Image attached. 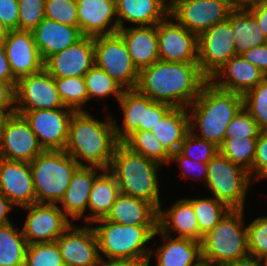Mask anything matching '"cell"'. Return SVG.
I'll return each mask as SVG.
<instances>
[{
  "label": "cell",
  "mask_w": 267,
  "mask_h": 266,
  "mask_svg": "<svg viewBox=\"0 0 267 266\" xmlns=\"http://www.w3.org/2000/svg\"><path fill=\"white\" fill-rule=\"evenodd\" d=\"M209 79L197 62L156 61L139 71L136 90L152 101L187 108Z\"/></svg>",
  "instance_id": "cell-1"
},
{
  "label": "cell",
  "mask_w": 267,
  "mask_h": 266,
  "mask_svg": "<svg viewBox=\"0 0 267 266\" xmlns=\"http://www.w3.org/2000/svg\"><path fill=\"white\" fill-rule=\"evenodd\" d=\"M106 116L105 121H100L88 111L73 113L64 151L80 166L109 169L114 150L120 142L116 138L113 116Z\"/></svg>",
  "instance_id": "cell-2"
},
{
  "label": "cell",
  "mask_w": 267,
  "mask_h": 266,
  "mask_svg": "<svg viewBox=\"0 0 267 266\" xmlns=\"http://www.w3.org/2000/svg\"><path fill=\"white\" fill-rule=\"evenodd\" d=\"M242 107V94L221 90L208 81L187 107L189 129L197 137L220 147L228 124Z\"/></svg>",
  "instance_id": "cell-3"
},
{
  "label": "cell",
  "mask_w": 267,
  "mask_h": 266,
  "mask_svg": "<svg viewBox=\"0 0 267 266\" xmlns=\"http://www.w3.org/2000/svg\"><path fill=\"white\" fill-rule=\"evenodd\" d=\"M161 168L158 162L130 151L120 142L108 170L114 175L120 193L145 200L159 210L163 207L158 178Z\"/></svg>",
  "instance_id": "cell-4"
},
{
  "label": "cell",
  "mask_w": 267,
  "mask_h": 266,
  "mask_svg": "<svg viewBox=\"0 0 267 266\" xmlns=\"http://www.w3.org/2000/svg\"><path fill=\"white\" fill-rule=\"evenodd\" d=\"M244 212V209H230L220 222L202 237V260L211 266H225L249 254Z\"/></svg>",
  "instance_id": "cell-5"
},
{
  "label": "cell",
  "mask_w": 267,
  "mask_h": 266,
  "mask_svg": "<svg viewBox=\"0 0 267 266\" xmlns=\"http://www.w3.org/2000/svg\"><path fill=\"white\" fill-rule=\"evenodd\" d=\"M80 165L64 150H44L31 162L35 203L58 204Z\"/></svg>",
  "instance_id": "cell-6"
},
{
  "label": "cell",
  "mask_w": 267,
  "mask_h": 266,
  "mask_svg": "<svg viewBox=\"0 0 267 266\" xmlns=\"http://www.w3.org/2000/svg\"><path fill=\"white\" fill-rule=\"evenodd\" d=\"M92 224H98L93 228L98 240L101 261L149 257L150 248H147V243L155 238L153 234L158 229V226L117 224L105 218L98 219Z\"/></svg>",
  "instance_id": "cell-7"
},
{
  "label": "cell",
  "mask_w": 267,
  "mask_h": 266,
  "mask_svg": "<svg viewBox=\"0 0 267 266\" xmlns=\"http://www.w3.org/2000/svg\"><path fill=\"white\" fill-rule=\"evenodd\" d=\"M252 179L242 166L232 163L218 152L207 163L206 186L212 197L230 209H245L246 196Z\"/></svg>",
  "instance_id": "cell-8"
},
{
  "label": "cell",
  "mask_w": 267,
  "mask_h": 266,
  "mask_svg": "<svg viewBox=\"0 0 267 266\" xmlns=\"http://www.w3.org/2000/svg\"><path fill=\"white\" fill-rule=\"evenodd\" d=\"M95 65L104 70L124 90H133L139 71L134 66L127 46L118 34L94 37Z\"/></svg>",
  "instance_id": "cell-9"
},
{
  "label": "cell",
  "mask_w": 267,
  "mask_h": 266,
  "mask_svg": "<svg viewBox=\"0 0 267 266\" xmlns=\"http://www.w3.org/2000/svg\"><path fill=\"white\" fill-rule=\"evenodd\" d=\"M234 9L228 0H175L170 5L169 15L198 36L227 20Z\"/></svg>",
  "instance_id": "cell-10"
},
{
  "label": "cell",
  "mask_w": 267,
  "mask_h": 266,
  "mask_svg": "<svg viewBox=\"0 0 267 266\" xmlns=\"http://www.w3.org/2000/svg\"><path fill=\"white\" fill-rule=\"evenodd\" d=\"M67 108L56 88L55 78L44 68L17 80L15 87V113L41 109Z\"/></svg>",
  "instance_id": "cell-11"
},
{
  "label": "cell",
  "mask_w": 267,
  "mask_h": 266,
  "mask_svg": "<svg viewBox=\"0 0 267 266\" xmlns=\"http://www.w3.org/2000/svg\"><path fill=\"white\" fill-rule=\"evenodd\" d=\"M198 65L201 72L210 79L231 57L236 56L231 31L230 15L197 36Z\"/></svg>",
  "instance_id": "cell-12"
},
{
  "label": "cell",
  "mask_w": 267,
  "mask_h": 266,
  "mask_svg": "<svg viewBox=\"0 0 267 266\" xmlns=\"http://www.w3.org/2000/svg\"><path fill=\"white\" fill-rule=\"evenodd\" d=\"M21 208L28 211L21 228L28 244L54 242L73 223L58 204L34 203Z\"/></svg>",
  "instance_id": "cell-13"
},
{
  "label": "cell",
  "mask_w": 267,
  "mask_h": 266,
  "mask_svg": "<svg viewBox=\"0 0 267 266\" xmlns=\"http://www.w3.org/2000/svg\"><path fill=\"white\" fill-rule=\"evenodd\" d=\"M74 112L70 108H57L24 111L21 115L29 123L44 150H64Z\"/></svg>",
  "instance_id": "cell-14"
},
{
  "label": "cell",
  "mask_w": 267,
  "mask_h": 266,
  "mask_svg": "<svg viewBox=\"0 0 267 266\" xmlns=\"http://www.w3.org/2000/svg\"><path fill=\"white\" fill-rule=\"evenodd\" d=\"M159 59L164 62H197V35L180 25L171 15L157 24Z\"/></svg>",
  "instance_id": "cell-15"
},
{
  "label": "cell",
  "mask_w": 267,
  "mask_h": 266,
  "mask_svg": "<svg viewBox=\"0 0 267 266\" xmlns=\"http://www.w3.org/2000/svg\"><path fill=\"white\" fill-rule=\"evenodd\" d=\"M44 149L22 115L7 117L2 129L0 158L30 163Z\"/></svg>",
  "instance_id": "cell-16"
},
{
  "label": "cell",
  "mask_w": 267,
  "mask_h": 266,
  "mask_svg": "<svg viewBox=\"0 0 267 266\" xmlns=\"http://www.w3.org/2000/svg\"><path fill=\"white\" fill-rule=\"evenodd\" d=\"M65 266H100L98 240L91 224L74 223L56 240Z\"/></svg>",
  "instance_id": "cell-17"
},
{
  "label": "cell",
  "mask_w": 267,
  "mask_h": 266,
  "mask_svg": "<svg viewBox=\"0 0 267 266\" xmlns=\"http://www.w3.org/2000/svg\"><path fill=\"white\" fill-rule=\"evenodd\" d=\"M94 65V37L89 36H83L44 61V69L54 78L84 77Z\"/></svg>",
  "instance_id": "cell-18"
},
{
  "label": "cell",
  "mask_w": 267,
  "mask_h": 266,
  "mask_svg": "<svg viewBox=\"0 0 267 266\" xmlns=\"http://www.w3.org/2000/svg\"><path fill=\"white\" fill-rule=\"evenodd\" d=\"M3 44L11 71L17 80L44 68L32 31L9 30Z\"/></svg>",
  "instance_id": "cell-19"
},
{
  "label": "cell",
  "mask_w": 267,
  "mask_h": 266,
  "mask_svg": "<svg viewBox=\"0 0 267 266\" xmlns=\"http://www.w3.org/2000/svg\"><path fill=\"white\" fill-rule=\"evenodd\" d=\"M0 192L16 207L34 204L30 163L0 158Z\"/></svg>",
  "instance_id": "cell-20"
},
{
  "label": "cell",
  "mask_w": 267,
  "mask_h": 266,
  "mask_svg": "<svg viewBox=\"0 0 267 266\" xmlns=\"http://www.w3.org/2000/svg\"><path fill=\"white\" fill-rule=\"evenodd\" d=\"M79 29L83 36L115 34L118 20L115 0H77Z\"/></svg>",
  "instance_id": "cell-21"
},
{
  "label": "cell",
  "mask_w": 267,
  "mask_h": 266,
  "mask_svg": "<svg viewBox=\"0 0 267 266\" xmlns=\"http://www.w3.org/2000/svg\"><path fill=\"white\" fill-rule=\"evenodd\" d=\"M266 75L241 55L231 57L210 79L217 88L244 95Z\"/></svg>",
  "instance_id": "cell-22"
},
{
  "label": "cell",
  "mask_w": 267,
  "mask_h": 266,
  "mask_svg": "<svg viewBox=\"0 0 267 266\" xmlns=\"http://www.w3.org/2000/svg\"><path fill=\"white\" fill-rule=\"evenodd\" d=\"M95 166H79L71 177L70 184L59 202L60 209L69 219L80 220L86 224L87 204L95 177L102 171ZM99 171V172H98Z\"/></svg>",
  "instance_id": "cell-23"
},
{
  "label": "cell",
  "mask_w": 267,
  "mask_h": 266,
  "mask_svg": "<svg viewBox=\"0 0 267 266\" xmlns=\"http://www.w3.org/2000/svg\"><path fill=\"white\" fill-rule=\"evenodd\" d=\"M156 235H160L163 244L157 249H150L149 259L155 253V266H196L202 261L201 242L189 238H174L159 229L153 234L154 237Z\"/></svg>",
  "instance_id": "cell-24"
},
{
  "label": "cell",
  "mask_w": 267,
  "mask_h": 266,
  "mask_svg": "<svg viewBox=\"0 0 267 266\" xmlns=\"http://www.w3.org/2000/svg\"><path fill=\"white\" fill-rule=\"evenodd\" d=\"M132 62L138 71L149 67L159 59L157 25L130 26L118 29Z\"/></svg>",
  "instance_id": "cell-25"
},
{
  "label": "cell",
  "mask_w": 267,
  "mask_h": 266,
  "mask_svg": "<svg viewBox=\"0 0 267 266\" xmlns=\"http://www.w3.org/2000/svg\"><path fill=\"white\" fill-rule=\"evenodd\" d=\"M32 32L43 61L83 37L79 26L65 25L48 18H44Z\"/></svg>",
  "instance_id": "cell-26"
},
{
  "label": "cell",
  "mask_w": 267,
  "mask_h": 266,
  "mask_svg": "<svg viewBox=\"0 0 267 266\" xmlns=\"http://www.w3.org/2000/svg\"><path fill=\"white\" fill-rule=\"evenodd\" d=\"M115 1L119 29L125 28L126 22L134 26L157 25L169 15L170 5L165 0Z\"/></svg>",
  "instance_id": "cell-27"
},
{
  "label": "cell",
  "mask_w": 267,
  "mask_h": 266,
  "mask_svg": "<svg viewBox=\"0 0 267 266\" xmlns=\"http://www.w3.org/2000/svg\"><path fill=\"white\" fill-rule=\"evenodd\" d=\"M158 229L171 237L198 241V220L191 203L181 198L170 208L158 210ZM173 234V235H172Z\"/></svg>",
  "instance_id": "cell-28"
},
{
  "label": "cell",
  "mask_w": 267,
  "mask_h": 266,
  "mask_svg": "<svg viewBox=\"0 0 267 266\" xmlns=\"http://www.w3.org/2000/svg\"><path fill=\"white\" fill-rule=\"evenodd\" d=\"M105 219L128 226H158V210L145 200L120 193Z\"/></svg>",
  "instance_id": "cell-29"
},
{
  "label": "cell",
  "mask_w": 267,
  "mask_h": 266,
  "mask_svg": "<svg viewBox=\"0 0 267 266\" xmlns=\"http://www.w3.org/2000/svg\"><path fill=\"white\" fill-rule=\"evenodd\" d=\"M120 194V189L114 175L103 169L94 179L89 195L86 214V224L105 218Z\"/></svg>",
  "instance_id": "cell-30"
},
{
  "label": "cell",
  "mask_w": 267,
  "mask_h": 266,
  "mask_svg": "<svg viewBox=\"0 0 267 266\" xmlns=\"http://www.w3.org/2000/svg\"><path fill=\"white\" fill-rule=\"evenodd\" d=\"M189 130L188 109L173 107L150 131L161 142L164 151L172 157Z\"/></svg>",
  "instance_id": "cell-31"
},
{
  "label": "cell",
  "mask_w": 267,
  "mask_h": 266,
  "mask_svg": "<svg viewBox=\"0 0 267 266\" xmlns=\"http://www.w3.org/2000/svg\"><path fill=\"white\" fill-rule=\"evenodd\" d=\"M230 23L237 55L267 44V37L246 8H235L230 13Z\"/></svg>",
  "instance_id": "cell-32"
},
{
  "label": "cell",
  "mask_w": 267,
  "mask_h": 266,
  "mask_svg": "<svg viewBox=\"0 0 267 266\" xmlns=\"http://www.w3.org/2000/svg\"><path fill=\"white\" fill-rule=\"evenodd\" d=\"M118 104L123 113L122 127L117 124L113 117L116 138L122 142L135 130H144L145 117V95L136 89L124 90L118 100Z\"/></svg>",
  "instance_id": "cell-33"
},
{
  "label": "cell",
  "mask_w": 267,
  "mask_h": 266,
  "mask_svg": "<svg viewBox=\"0 0 267 266\" xmlns=\"http://www.w3.org/2000/svg\"><path fill=\"white\" fill-rule=\"evenodd\" d=\"M28 243L13 222L0 225V266H25Z\"/></svg>",
  "instance_id": "cell-34"
},
{
  "label": "cell",
  "mask_w": 267,
  "mask_h": 266,
  "mask_svg": "<svg viewBox=\"0 0 267 266\" xmlns=\"http://www.w3.org/2000/svg\"><path fill=\"white\" fill-rule=\"evenodd\" d=\"M121 143L130 151L156 161L163 167L170 165L171 157L164 151L163 145L150 130H135Z\"/></svg>",
  "instance_id": "cell-35"
},
{
  "label": "cell",
  "mask_w": 267,
  "mask_h": 266,
  "mask_svg": "<svg viewBox=\"0 0 267 266\" xmlns=\"http://www.w3.org/2000/svg\"><path fill=\"white\" fill-rule=\"evenodd\" d=\"M186 199L191 203L198 220V242H201L202 237L220 222L230 208L212 196Z\"/></svg>",
  "instance_id": "cell-36"
},
{
  "label": "cell",
  "mask_w": 267,
  "mask_h": 266,
  "mask_svg": "<svg viewBox=\"0 0 267 266\" xmlns=\"http://www.w3.org/2000/svg\"><path fill=\"white\" fill-rule=\"evenodd\" d=\"M84 79L88 93V101L92 98L105 99L106 97L112 96L115 97L118 102L124 91L113 78L96 65L90 68L85 74Z\"/></svg>",
  "instance_id": "cell-37"
},
{
  "label": "cell",
  "mask_w": 267,
  "mask_h": 266,
  "mask_svg": "<svg viewBox=\"0 0 267 266\" xmlns=\"http://www.w3.org/2000/svg\"><path fill=\"white\" fill-rule=\"evenodd\" d=\"M55 84L65 107L75 112L87 111L84 104L88 102V93L84 77L55 78Z\"/></svg>",
  "instance_id": "cell-38"
},
{
  "label": "cell",
  "mask_w": 267,
  "mask_h": 266,
  "mask_svg": "<svg viewBox=\"0 0 267 266\" xmlns=\"http://www.w3.org/2000/svg\"><path fill=\"white\" fill-rule=\"evenodd\" d=\"M257 138L224 139L219 152L248 172L253 168Z\"/></svg>",
  "instance_id": "cell-39"
},
{
  "label": "cell",
  "mask_w": 267,
  "mask_h": 266,
  "mask_svg": "<svg viewBox=\"0 0 267 266\" xmlns=\"http://www.w3.org/2000/svg\"><path fill=\"white\" fill-rule=\"evenodd\" d=\"M243 107L257 122L261 131H267V76L243 95Z\"/></svg>",
  "instance_id": "cell-40"
},
{
  "label": "cell",
  "mask_w": 267,
  "mask_h": 266,
  "mask_svg": "<svg viewBox=\"0 0 267 266\" xmlns=\"http://www.w3.org/2000/svg\"><path fill=\"white\" fill-rule=\"evenodd\" d=\"M25 266H65L57 242L28 244Z\"/></svg>",
  "instance_id": "cell-41"
},
{
  "label": "cell",
  "mask_w": 267,
  "mask_h": 266,
  "mask_svg": "<svg viewBox=\"0 0 267 266\" xmlns=\"http://www.w3.org/2000/svg\"><path fill=\"white\" fill-rule=\"evenodd\" d=\"M178 151L191 160L208 163L219 152V147L212 142L197 137L189 130Z\"/></svg>",
  "instance_id": "cell-42"
},
{
  "label": "cell",
  "mask_w": 267,
  "mask_h": 266,
  "mask_svg": "<svg viewBox=\"0 0 267 266\" xmlns=\"http://www.w3.org/2000/svg\"><path fill=\"white\" fill-rule=\"evenodd\" d=\"M45 18L69 26H79L77 0H46Z\"/></svg>",
  "instance_id": "cell-43"
},
{
  "label": "cell",
  "mask_w": 267,
  "mask_h": 266,
  "mask_svg": "<svg viewBox=\"0 0 267 266\" xmlns=\"http://www.w3.org/2000/svg\"><path fill=\"white\" fill-rule=\"evenodd\" d=\"M261 130L250 113L242 107L228 124L224 139L258 138Z\"/></svg>",
  "instance_id": "cell-44"
},
{
  "label": "cell",
  "mask_w": 267,
  "mask_h": 266,
  "mask_svg": "<svg viewBox=\"0 0 267 266\" xmlns=\"http://www.w3.org/2000/svg\"><path fill=\"white\" fill-rule=\"evenodd\" d=\"M46 0H18V30L32 31L45 18Z\"/></svg>",
  "instance_id": "cell-45"
},
{
  "label": "cell",
  "mask_w": 267,
  "mask_h": 266,
  "mask_svg": "<svg viewBox=\"0 0 267 266\" xmlns=\"http://www.w3.org/2000/svg\"><path fill=\"white\" fill-rule=\"evenodd\" d=\"M248 252L261 258L267 254V216H259L247 225Z\"/></svg>",
  "instance_id": "cell-46"
},
{
  "label": "cell",
  "mask_w": 267,
  "mask_h": 266,
  "mask_svg": "<svg viewBox=\"0 0 267 266\" xmlns=\"http://www.w3.org/2000/svg\"><path fill=\"white\" fill-rule=\"evenodd\" d=\"M172 162H177L179 168L181 169L180 176L184 179H188L189 177L193 179L203 180L204 185L207 179V163L198 162L195 160H191L186 156H183L179 151H177L170 160V164ZM199 173V174H198ZM192 174V175H191ZM196 174V175H195Z\"/></svg>",
  "instance_id": "cell-47"
},
{
  "label": "cell",
  "mask_w": 267,
  "mask_h": 266,
  "mask_svg": "<svg viewBox=\"0 0 267 266\" xmlns=\"http://www.w3.org/2000/svg\"><path fill=\"white\" fill-rule=\"evenodd\" d=\"M249 174L255 180L267 178V131H261L258 135L253 168Z\"/></svg>",
  "instance_id": "cell-48"
},
{
  "label": "cell",
  "mask_w": 267,
  "mask_h": 266,
  "mask_svg": "<svg viewBox=\"0 0 267 266\" xmlns=\"http://www.w3.org/2000/svg\"><path fill=\"white\" fill-rule=\"evenodd\" d=\"M173 107L145 96L144 130H151Z\"/></svg>",
  "instance_id": "cell-49"
},
{
  "label": "cell",
  "mask_w": 267,
  "mask_h": 266,
  "mask_svg": "<svg viewBox=\"0 0 267 266\" xmlns=\"http://www.w3.org/2000/svg\"><path fill=\"white\" fill-rule=\"evenodd\" d=\"M18 0H0V21L8 30H18Z\"/></svg>",
  "instance_id": "cell-50"
},
{
  "label": "cell",
  "mask_w": 267,
  "mask_h": 266,
  "mask_svg": "<svg viewBox=\"0 0 267 266\" xmlns=\"http://www.w3.org/2000/svg\"><path fill=\"white\" fill-rule=\"evenodd\" d=\"M0 113L15 114V87L0 81Z\"/></svg>",
  "instance_id": "cell-51"
},
{
  "label": "cell",
  "mask_w": 267,
  "mask_h": 266,
  "mask_svg": "<svg viewBox=\"0 0 267 266\" xmlns=\"http://www.w3.org/2000/svg\"><path fill=\"white\" fill-rule=\"evenodd\" d=\"M240 55L267 76V44L253 47Z\"/></svg>",
  "instance_id": "cell-52"
},
{
  "label": "cell",
  "mask_w": 267,
  "mask_h": 266,
  "mask_svg": "<svg viewBox=\"0 0 267 266\" xmlns=\"http://www.w3.org/2000/svg\"><path fill=\"white\" fill-rule=\"evenodd\" d=\"M246 9L256 19L264 35L267 37V0H261L246 7Z\"/></svg>",
  "instance_id": "cell-53"
},
{
  "label": "cell",
  "mask_w": 267,
  "mask_h": 266,
  "mask_svg": "<svg viewBox=\"0 0 267 266\" xmlns=\"http://www.w3.org/2000/svg\"><path fill=\"white\" fill-rule=\"evenodd\" d=\"M0 81L11 83L16 87L17 79L14 77L8 62L3 41H0Z\"/></svg>",
  "instance_id": "cell-54"
},
{
  "label": "cell",
  "mask_w": 267,
  "mask_h": 266,
  "mask_svg": "<svg viewBox=\"0 0 267 266\" xmlns=\"http://www.w3.org/2000/svg\"><path fill=\"white\" fill-rule=\"evenodd\" d=\"M100 266H150L149 257L123 258L101 261Z\"/></svg>",
  "instance_id": "cell-55"
},
{
  "label": "cell",
  "mask_w": 267,
  "mask_h": 266,
  "mask_svg": "<svg viewBox=\"0 0 267 266\" xmlns=\"http://www.w3.org/2000/svg\"><path fill=\"white\" fill-rule=\"evenodd\" d=\"M15 207L1 192H0V225L11 223L9 214Z\"/></svg>",
  "instance_id": "cell-56"
},
{
  "label": "cell",
  "mask_w": 267,
  "mask_h": 266,
  "mask_svg": "<svg viewBox=\"0 0 267 266\" xmlns=\"http://www.w3.org/2000/svg\"><path fill=\"white\" fill-rule=\"evenodd\" d=\"M225 266H263V264L260 258L248 254L226 264Z\"/></svg>",
  "instance_id": "cell-57"
},
{
  "label": "cell",
  "mask_w": 267,
  "mask_h": 266,
  "mask_svg": "<svg viewBox=\"0 0 267 266\" xmlns=\"http://www.w3.org/2000/svg\"><path fill=\"white\" fill-rule=\"evenodd\" d=\"M261 0H234L235 8H246L252 4L258 3Z\"/></svg>",
  "instance_id": "cell-58"
},
{
  "label": "cell",
  "mask_w": 267,
  "mask_h": 266,
  "mask_svg": "<svg viewBox=\"0 0 267 266\" xmlns=\"http://www.w3.org/2000/svg\"><path fill=\"white\" fill-rule=\"evenodd\" d=\"M9 115H12V114L0 113V146H1V142H2L3 125H4V122Z\"/></svg>",
  "instance_id": "cell-59"
},
{
  "label": "cell",
  "mask_w": 267,
  "mask_h": 266,
  "mask_svg": "<svg viewBox=\"0 0 267 266\" xmlns=\"http://www.w3.org/2000/svg\"><path fill=\"white\" fill-rule=\"evenodd\" d=\"M8 29L0 21V41H3L7 36Z\"/></svg>",
  "instance_id": "cell-60"
},
{
  "label": "cell",
  "mask_w": 267,
  "mask_h": 266,
  "mask_svg": "<svg viewBox=\"0 0 267 266\" xmlns=\"http://www.w3.org/2000/svg\"><path fill=\"white\" fill-rule=\"evenodd\" d=\"M260 259L262 261L263 266H267V254L262 256Z\"/></svg>",
  "instance_id": "cell-61"
},
{
  "label": "cell",
  "mask_w": 267,
  "mask_h": 266,
  "mask_svg": "<svg viewBox=\"0 0 267 266\" xmlns=\"http://www.w3.org/2000/svg\"><path fill=\"white\" fill-rule=\"evenodd\" d=\"M196 266H211V265L209 263H207L206 261L202 260Z\"/></svg>",
  "instance_id": "cell-62"
},
{
  "label": "cell",
  "mask_w": 267,
  "mask_h": 266,
  "mask_svg": "<svg viewBox=\"0 0 267 266\" xmlns=\"http://www.w3.org/2000/svg\"><path fill=\"white\" fill-rule=\"evenodd\" d=\"M166 2L168 1V4L171 5L175 0H165Z\"/></svg>",
  "instance_id": "cell-63"
},
{
  "label": "cell",
  "mask_w": 267,
  "mask_h": 266,
  "mask_svg": "<svg viewBox=\"0 0 267 266\" xmlns=\"http://www.w3.org/2000/svg\"><path fill=\"white\" fill-rule=\"evenodd\" d=\"M234 6V0H228Z\"/></svg>",
  "instance_id": "cell-64"
}]
</instances>
